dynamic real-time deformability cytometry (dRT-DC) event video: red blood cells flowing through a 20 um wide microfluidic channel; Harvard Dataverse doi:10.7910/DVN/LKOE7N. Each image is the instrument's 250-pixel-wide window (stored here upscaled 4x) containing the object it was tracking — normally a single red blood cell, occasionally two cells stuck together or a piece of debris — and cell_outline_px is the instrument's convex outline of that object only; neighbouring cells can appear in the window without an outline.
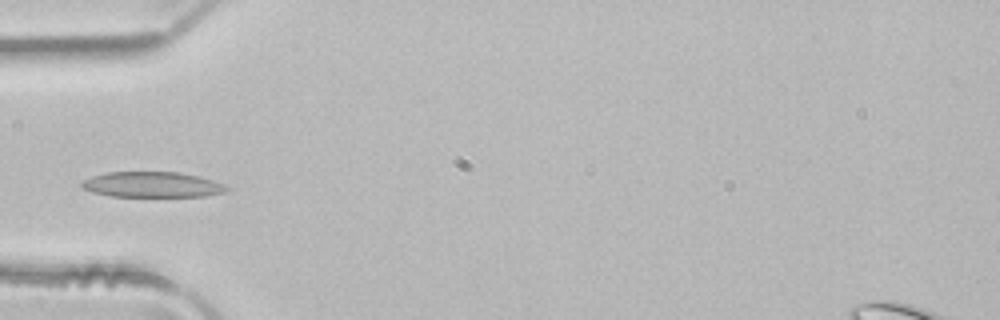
{"species": "common noctule bat (a hibernating species)", "species_latin": "Nyctalus noctula", "temperature_condition": "room temperature", "stored_images_in_passage": 3, "camera_frame_rate_fps": 3000, "um_per_image_px": 0.085, "animal": {"sex": "male", "body_mass_g": 21.5, "forearm_length_mm": 52.0}, "frame": {"image": 1, "passage_image": 3, "time_ms": 0.667, "image_size_px": [1000, 320], "cell_outline_px": [[232, 188], [224, 192], [208, 196], [112, 196], [92, 192], [80, 188], [80, 184], [84, 180], [92, 176], [108, 172], [180, 172], [212, 180], [224, 184]], "centroid_in_image_um": [12.94, 15.69], "position_along_channel_um": 72.1, "area_um2": 21.5}}